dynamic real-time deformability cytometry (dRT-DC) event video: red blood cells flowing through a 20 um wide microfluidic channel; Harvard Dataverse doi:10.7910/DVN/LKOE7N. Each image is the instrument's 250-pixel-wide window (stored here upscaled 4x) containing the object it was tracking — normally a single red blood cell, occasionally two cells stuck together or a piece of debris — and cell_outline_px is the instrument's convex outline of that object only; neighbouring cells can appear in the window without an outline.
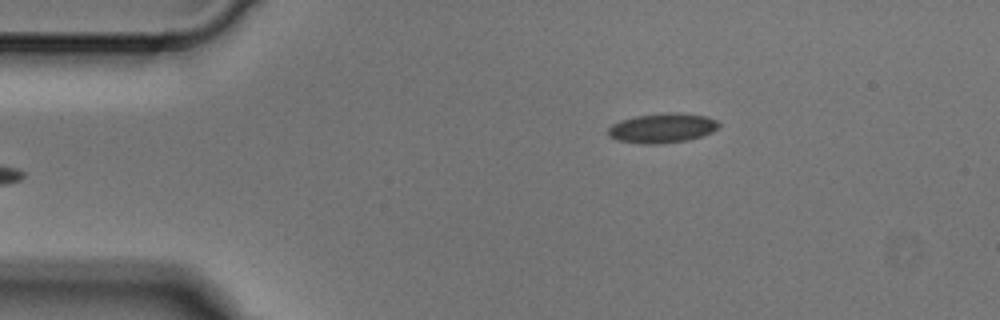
{"species": "Egyptian fruit bat (a non-hibernating species)", "species_latin": "Rousettus aegyptiacus", "temperature_condition": "cold", "stored_images_in_passage": 4, "camera_frame_rate_fps": 3000, "um_per_image_px": 0.085, "animal": {"sex": "male"}, "frame": {"image": 1, "passage_image": 4, "time_ms": 1.0, "image_size_px": [1000, 320], "cell_outline_px": [[720, 128], [712, 132], [688, 140], [664, 144], [640, 144], [616, 140], [608, 136], [608, 128], [612, 124], [620, 120], [636, 116], [664, 112], [680, 112], [708, 116], [716, 120], [720, 124]], "centroid_in_image_um": [56.3, 10.88], "position_along_channel_um": 28.7, "area_um2": 19.54}}